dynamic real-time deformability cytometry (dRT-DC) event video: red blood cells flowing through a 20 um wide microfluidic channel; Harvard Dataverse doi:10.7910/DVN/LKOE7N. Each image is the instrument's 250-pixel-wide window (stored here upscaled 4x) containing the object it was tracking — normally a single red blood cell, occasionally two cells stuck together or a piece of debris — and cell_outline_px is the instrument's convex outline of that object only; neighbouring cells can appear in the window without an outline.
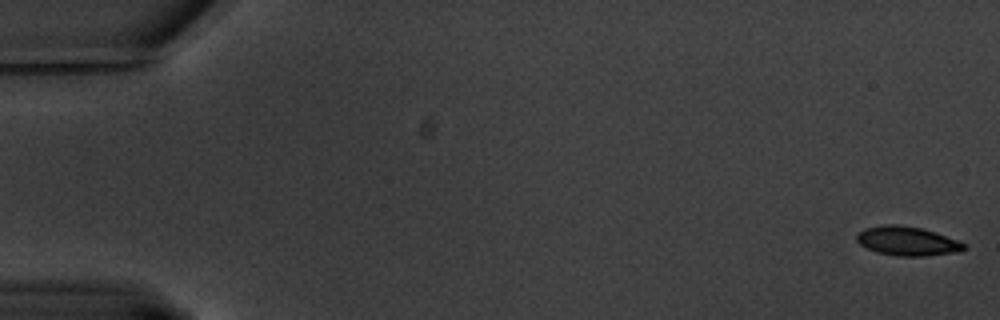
{"species": "common noctule bat (a hibernating species)", "species_latin": "Nyctalus noctula", "temperature_condition": "warm", "stored_images_in_passage": 17, "camera_frame_rate_fps": 3000, "um_per_image_px": 0.085, "animal": {"sex": "male", "body_mass_g": 20.1, "forearm_length_mm": 53.5}, "frame": {"image": 1, "passage_image": 1, "time_ms": 0.0, "image_size_px": [1000, 320], "cell_outline_px": [[968, 248], [960, 252], [924, 256], [896, 256], [876, 252], [860, 244], [856, 240], [856, 236], [864, 228], [884, 224], [896, 224], [920, 228], [936, 232], [956, 240], [964, 244]], "centroid_in_image_um": [77.12, 20.49], "position_along_channel_um": 7.9, "area_um2": 18.21}}
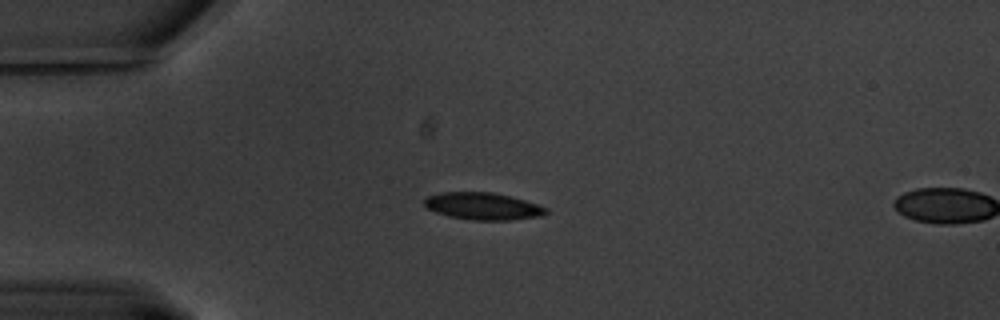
{"frame": {"image": 2, "passage_image": 16, "time_ms": 5.0, "image_size_px": [1000, 320], "cell_outline_px": [[548, 212], [540, 216], [508, 220], [472, 220], [448, 216], [436, 212], [428, 208], [424, 204], [424, 200], [428, 196], [440, 192], [492, 192], [524, 200], [548, 208]], "centroid_in_image_um": [41.03, 17.52], "position_along_channel_um": 44.0, "area_um2": 19.07}}